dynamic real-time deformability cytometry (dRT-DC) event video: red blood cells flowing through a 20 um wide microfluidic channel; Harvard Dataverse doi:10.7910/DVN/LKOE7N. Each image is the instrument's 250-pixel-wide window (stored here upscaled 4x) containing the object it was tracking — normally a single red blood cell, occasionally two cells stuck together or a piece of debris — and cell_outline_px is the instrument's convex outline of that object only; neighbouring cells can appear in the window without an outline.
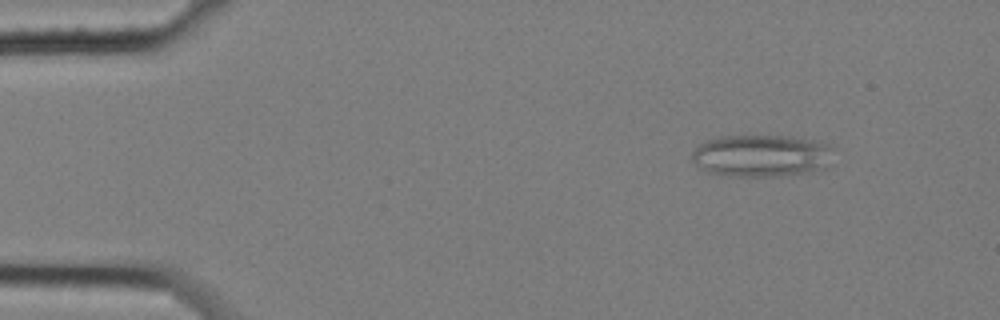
{"species": "common noctule bat (a hibernating species)", "species_latin": "Nyctalus noctula", "temperature_condition": "cold", "stored_images_in_passage": 5, "camera_frame_rate_fps": 3000, "um_per_image_px": 0.085, "animal": {"sex": "female", "body_mass_g": 25.1}, "frame": {"image": 1, "passage_image": 2, "time_ms": 0.333, "image_size_px": [1000, 320], "cell_outline_px": [[832, 148], [828, 168], [812, 172], [780, 176], [728, 176], [708, 172], [700, 168], [692, 160], [692, 152], [704, 140], [720, 136], [792, 136], [812, 140], [824, 144]], "centroid_in_image_um": [64.71, 13.24], "position_along_channel_um": 20.3, "area_um2": 34.97}}